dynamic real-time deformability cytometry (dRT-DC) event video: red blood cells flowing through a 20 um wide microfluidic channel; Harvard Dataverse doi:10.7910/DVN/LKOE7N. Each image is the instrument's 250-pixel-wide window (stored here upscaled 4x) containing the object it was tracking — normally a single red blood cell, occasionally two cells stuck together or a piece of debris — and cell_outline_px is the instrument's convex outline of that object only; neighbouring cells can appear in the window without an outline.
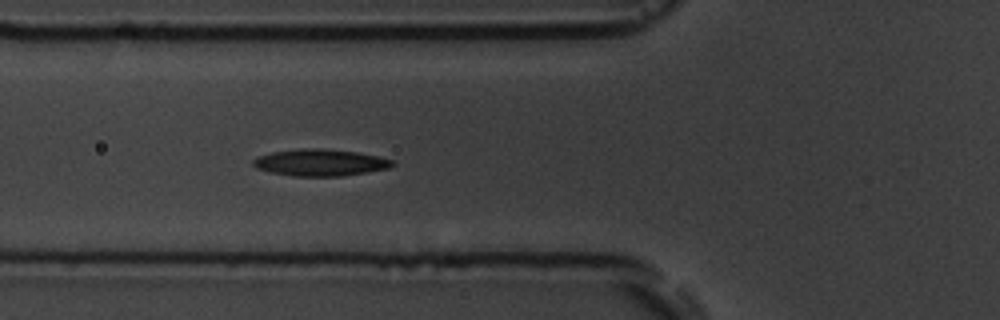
{"species": "common noctule bat (a hibernating species)", "species_latin": "Nyctalus noctula", "temperature_condition": "room temperature", "stored_images_in_passage": 6, "camera_frame_rate_fps": 3000, "um_per_image_px": 0.085, "animal": {"sex": "male", "body_mass_g": 19.5, "forearm_length_mm": 54.6}, "frame": {"image": 1, "passage_image": 6, "time_ms": 6.667, "image_size_px": [1000, 320], "cell_outline_px": [[396, 164], [388, 168], [340, 176], [292, 176], [272, 172], [256, 168], [252, 164], [252, 160], [256, 156], [272, 152], [300, 148], [320, 148], [356, 152], [376, 156], [392, 160]], "centroid_in_image_um": [27.16, 13.81], "position_along_channel_um": 98.6, "area_um2": 21.56}}